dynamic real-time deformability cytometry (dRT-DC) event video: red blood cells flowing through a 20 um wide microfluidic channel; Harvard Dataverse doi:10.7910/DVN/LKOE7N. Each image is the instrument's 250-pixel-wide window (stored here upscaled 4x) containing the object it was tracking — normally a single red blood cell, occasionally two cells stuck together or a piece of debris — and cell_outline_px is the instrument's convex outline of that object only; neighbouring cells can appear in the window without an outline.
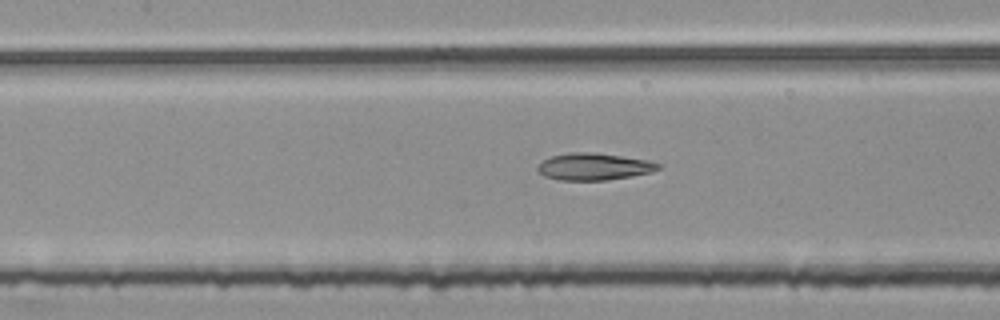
{"species": "common noctule bat (a hibernating species)", "species_latin": "Nyctalus noctula", "temperature_condition": "room temperature", "stored_images_in_passage": 34, "camera_frame_rate_fps": 3000, "um_per_image_px": 0.085, "animal": {"sex": "female", "body_mass_g": 25.1}, "frame": {"image": 1, "passage_image": 15, "time_ms": 4.667, "image_size_px": [1000, 320], "cell_outline_px": [[660, 168], [652, 172], [632, 176], [608, 180], [560, 180], [544, 176], [536, 172], [536, 164], [552, 156], [568, 152], [596, 152], [648, 160], [660, 164]], "centroid_in_image_um": [50.44, 14.16], "position_along_channel_um": 157.0, "area_um2": 19.19}}
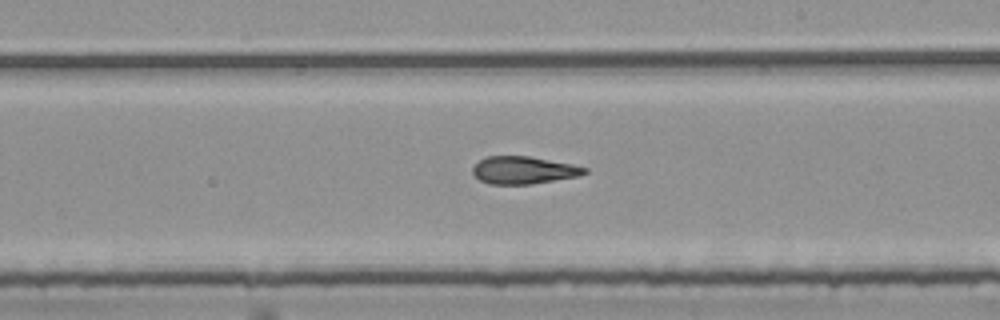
{"frame": {"image": 2, "passage_image": 22, "time_ms": 7.0, "image_size_px": [1000, 320], "cell_outline_px": [[588, 172], [580, 176], [532, 184], [488, 184], [480, 180], [472, 172], [472, 168], [480, 160], [488, 156], [528, 156], [572, 164], [588, 168]], "centroid_in_image_um": [44.53, 14.47], "position_along_channel_um": 244.5, "area_um2": 17.92}}
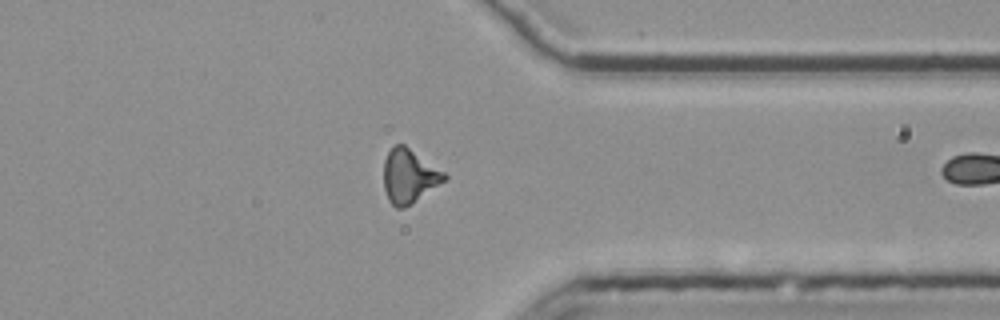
{"frame": {"image": 3, "passage_image": 33, "time_ms": 10.667, "image_size_px": [1000, 320], "cell_outline_px": [[448, 180], [404, 208], [396, 208], [388, 200], [384, 188], [384, 160], [388, 152], [396, 144], [404, 144], [444, 172], [448, 176]], "centroid_in_image_um": [34.79, 14.98], "position_along_channel_um": 376.6, "area_um2": 19.02}}